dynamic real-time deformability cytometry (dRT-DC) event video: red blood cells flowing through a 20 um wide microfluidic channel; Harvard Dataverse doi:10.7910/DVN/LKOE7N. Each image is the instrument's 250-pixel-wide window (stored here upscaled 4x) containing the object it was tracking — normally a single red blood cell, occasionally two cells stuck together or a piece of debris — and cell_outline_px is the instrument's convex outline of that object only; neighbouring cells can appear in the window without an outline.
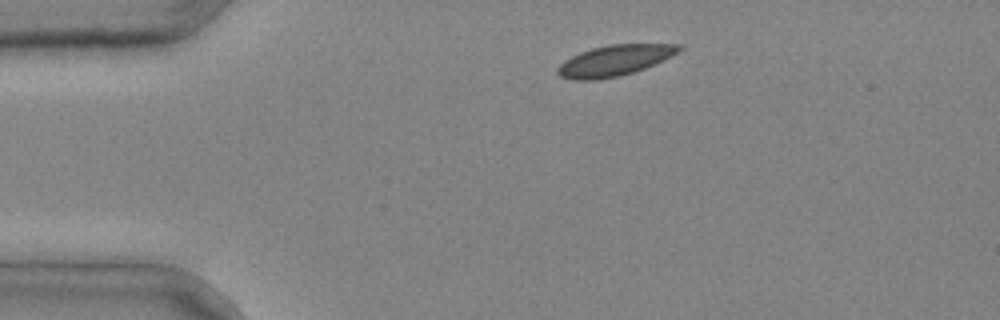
{"species": "common noctule bat (a hibernating species)", "species_latin": "Nyctalus noctula", "temperature_condition": "cold", "stored_images_in_passage": 2, "camera_frame_rate_fps": 3000, "um_per_image_px": 0.085, "animal": {"sex": "male", "body_mass_g": 20.4}, "frame": {"image": 1, "passage_image": 1, "time_ms": 0.0, "image_size_px": [1000, 320], "cell_outline_px": [[684, 48], [644, 68], [620, 76], [596, 80], [572, 80], [560, 76], [556, 72], [556, 68], [564, 60], [580, 52], [592, 48], [612, 44], [684, 44]], "centroid_in_image_um": [52.17, 5.14], "position_along_channel_um": 32.8, "area_um2": 21.5}}